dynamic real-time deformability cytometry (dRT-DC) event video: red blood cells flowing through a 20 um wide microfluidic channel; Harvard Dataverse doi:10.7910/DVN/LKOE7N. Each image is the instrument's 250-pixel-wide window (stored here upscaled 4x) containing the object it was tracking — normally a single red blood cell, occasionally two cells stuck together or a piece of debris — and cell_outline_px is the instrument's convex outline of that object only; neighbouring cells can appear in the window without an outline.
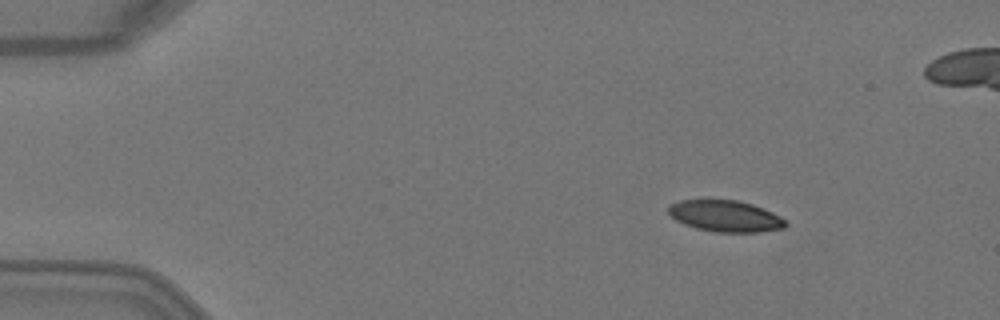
{"species": "Egyptian fruit bat (a non-hibernating species)", "species_latin": "Rousettus aegyptiacus", "temperature_condition": "warm", "stored_images_in_passage": 3, "camera_frame_rate_fps": 3000, "um_per_image_px": 0.085, "animal": {"sex": "female"}, "frame": {"image": 1, "passage_image": 1, "time_ms": 0.0, "image_size_px": [1000, 320], "cell_outline_px": [[788, 224], [784, 228], [760, 232], [716, 232], [696, 228], [684, 224], [676, 220], [668, 212], [668, 204], [680, 200], [736, 200], [752, 204], [764, 208], [788, 220]], "centroid_in_image_um": [61.68, 18.37], "position_along_channel_um": 23.3, "area_um2": 21.56}}